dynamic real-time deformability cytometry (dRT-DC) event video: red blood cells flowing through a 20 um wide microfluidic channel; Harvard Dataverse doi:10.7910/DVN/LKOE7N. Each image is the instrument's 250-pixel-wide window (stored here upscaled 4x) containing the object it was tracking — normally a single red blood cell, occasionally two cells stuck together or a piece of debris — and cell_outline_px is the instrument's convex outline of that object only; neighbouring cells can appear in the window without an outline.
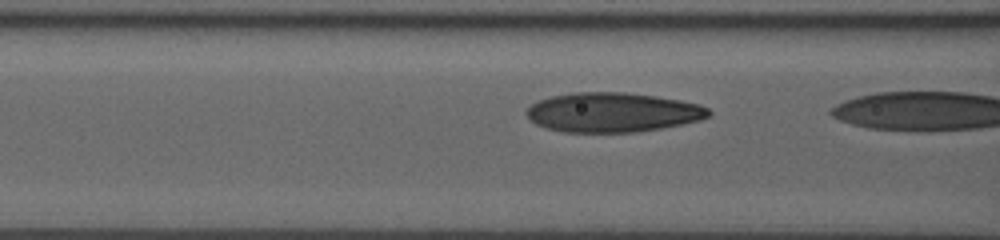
{"species": "human", "species_latin": "Homo sapiens", "temperature_condition": "room temperature", "stored_images_in_passage": 13, "camera_frame_rate_fps": 3000, "um_per_image_px": 0.085, "donor": {"sex": "male"}, "frame": {"image": 1, "passage_image": 12, "time_ms": 3.667, "image_size_px": [1000, 240], "cell_outline_px": [[712, 112], [708, 116], [700, 120], [660, 128], [636, 132], [564, 132], [548, 128], [536, 124], [524, 112], [532, 104], [540, 100], [552, 96], [576, 92], [624, 92], [680, 100], [700, 104], [708, 108]], "centroid_in_image_um": [52.08, 9.55], "position_along_channel_um": 114.5, "area_um2": 41.62}}